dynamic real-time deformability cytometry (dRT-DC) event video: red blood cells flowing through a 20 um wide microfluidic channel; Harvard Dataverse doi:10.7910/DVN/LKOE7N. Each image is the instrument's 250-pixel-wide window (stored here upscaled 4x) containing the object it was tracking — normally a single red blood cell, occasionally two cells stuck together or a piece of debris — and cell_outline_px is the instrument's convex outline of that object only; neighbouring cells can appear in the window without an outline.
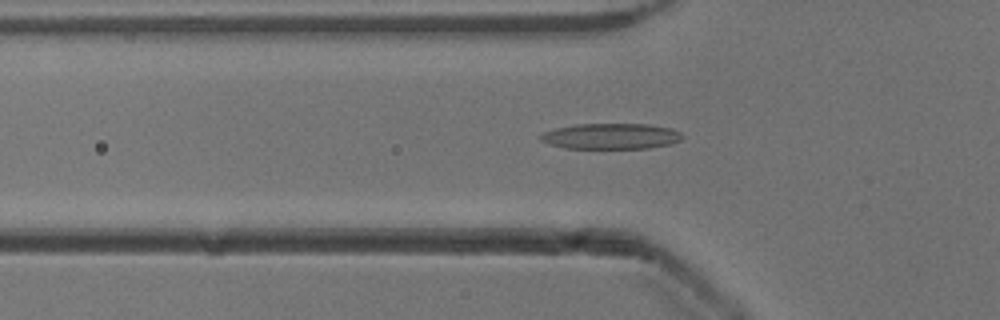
{"species": "common noctule bat (a hibernating species)", "species_latin": "Nyctalus noctula", "temperature_condition": "cold", "stored_images_in_passage": 46, "camera_frame_rate_fps": 3000, "um_per_image_px": 0.085, "animal": {"sex": "male", "body_mass_g": 13.3}, "frame": {"image": 1, "passage_image": 11, "time_ms": 3.333, "image_size_px": [1000, 320], "cell_outline_px": [[684, 136], [680, 140], [672, 144], [648, 148], [564, 148], [548, 144], [540, 140], [540, 136], [544, 132], [556, 128], [576, 124], [648, 124], [672, 128], [680, 132]], "centroid_in_image_um": [51.95, 11.58], "position_along_channel_um": 73.8, "area_um2": 21.33}}
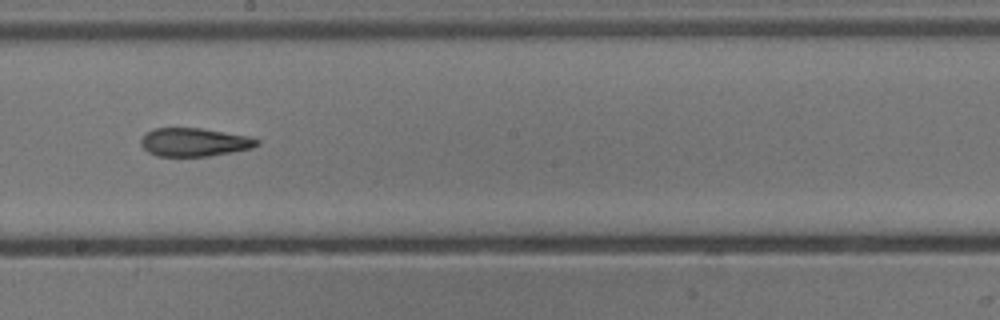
{"frame": {"image": 2, "passage_image": 23, "time_ms": 7.333, "image_size_px": [1000, 320], "cell_outline_px": [[260, 144], [252, 148], [232, 152], [208, 156], [156, 156], [148, 152], [140, 144], [140, 140], [152, 128], [200, 128], [248, 136], [260, 140]], "centroid_in_image_um": [16.52, 12.09], "position_along_channel_um": 231.7, "area_um2": 19.13}}
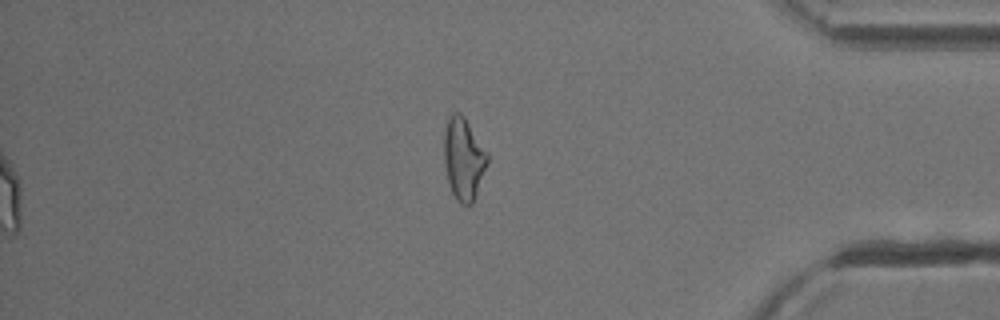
{"frame": {"image": 3, "passage_image": 38, "time_ms": 12.333, "image_size_px": [1000, 320], "cell_outline_px": [[488, 164], [472, 204], [460, 204], [456, 200], [448, 184], [444, 164], [444, 132], [448, 120], [452, 112], [460, 112], [464, 116], [488, 152]], "centroid_in_image_um": [39.4, 13.49], "position_along_channel_um": 395.8, "area_um2": 20.92}}